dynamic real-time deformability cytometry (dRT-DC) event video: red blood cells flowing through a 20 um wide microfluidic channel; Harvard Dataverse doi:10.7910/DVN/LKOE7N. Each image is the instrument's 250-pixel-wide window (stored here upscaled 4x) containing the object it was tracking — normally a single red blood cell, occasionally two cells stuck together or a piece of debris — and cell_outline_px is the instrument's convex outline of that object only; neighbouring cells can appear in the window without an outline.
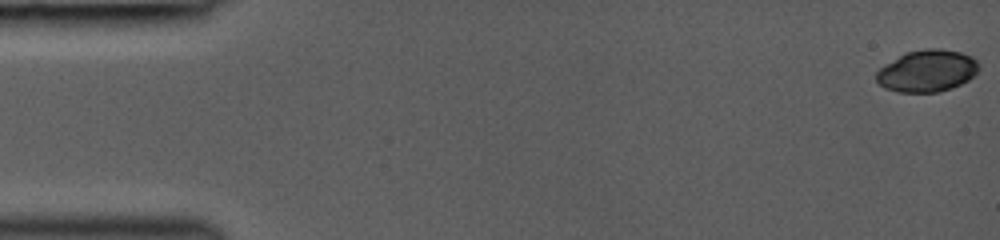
{"species": "common noctule bat (a hibernating species)", "species_latin": "Nyctalus noctula", "temperature_condition": "room temperature", "stored_images_in_passage": 31, "camera_frame_rate_fps": 3000, "um_per_image_px": 0.085, "animal": {"sex": "female", "body_mass_g": 19.0, "forearm_length_mm": 53.3}, "frame": {"image": 1, "passage_image": 1, "time_ms": 0.0, "image_size_px": [1000, 240], "cell_outline_px": [[980, 68], [968, 80], [952, 88], [940, 92], [896, 92], [884, 88], [876, 80], [876, 72], [884, 64], [904, 52], [924, 48], [940, 48], [960, 52], [972, 56], [980, 64]], "centroid_in_image_um": [78.79, 6.01], "position_along_channel_um": 6.2, "area_um2": 25.37}}
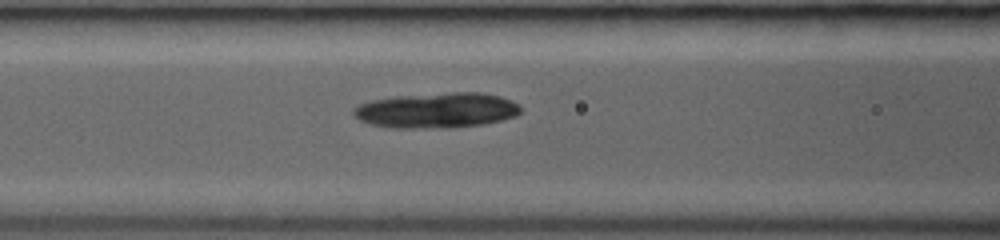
{"frame": {"image": 2, "passage_image": 13, "time_ms": 6.333, "image_size_px": [1000, 240], "cell_outline_px": [[520, 112], [516, 116], [484, 124], [452, 128], [388, 128], [372, 124], [360, 120], [352, 116], [352, 108], [360, 104], [372, 100], [396, 96], [452, 92], [480, 92], [500, 96], [520, 104]], "centroid_in_image_um": [37.1, 9.38], "position_along_channel_um": 129.5, "area_um2": 34.68}}
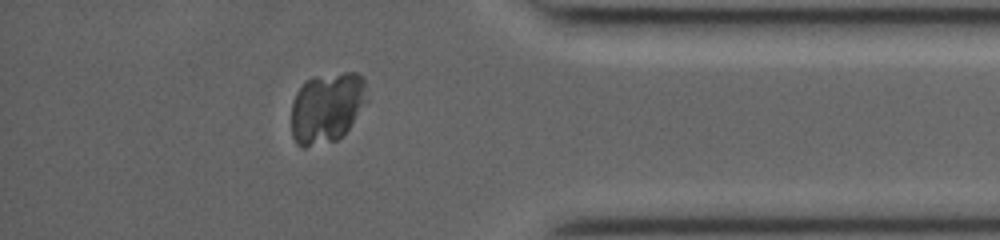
{"frame": {"image": 3, "passage_image": 27, "time_ms": 13.0, "image_size_px": [1000, 240], "cell_outline_px": [[368, 100], [348, 128], [336, 140], [304, 148], [300, 148], [296, 144], [292, 136], [292, 100], [296, 92], [312, 76], [344, 72], [356, 72], [364, 76]], "centroid_in_image_um": [27.78, 9.13], "position_along_channel_um": 407.4, "area_um2": 31.27}}